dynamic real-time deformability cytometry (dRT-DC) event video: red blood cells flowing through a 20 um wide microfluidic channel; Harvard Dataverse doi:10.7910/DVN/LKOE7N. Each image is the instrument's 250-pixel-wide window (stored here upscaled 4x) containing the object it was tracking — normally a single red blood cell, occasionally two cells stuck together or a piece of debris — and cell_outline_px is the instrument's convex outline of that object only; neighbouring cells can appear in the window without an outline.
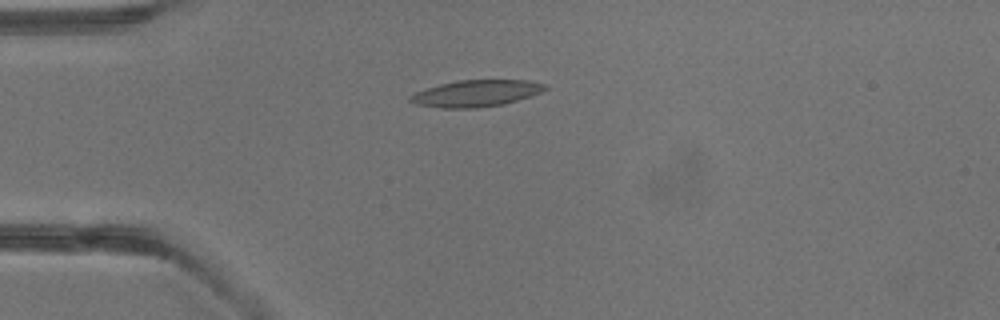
{"species": "common noctule bat (a hibernating species)", "species_latin": "Nyctalus noctula", "temperature_condition": "warm", "stored_images_in_passage": 3, "camera_frame_rate_fps": 3000, "um_per_image_px": 0.085, "animal": {"sex": "male", "body_mass_g": 13.3}, "frame": {"image": 1, "passage_image": 3, "time_ms": 2.333, "image_size_px": [1000, 320], "cell_outline_px": [[548, 88], [544, 92], [532, 96], [504, 104], [476, 108], [440, 108], [416, 104], [408, 100], [408, 96], [416, 92], [440, 84], [460, 80], [528, 80], [548, 84]], "centroid_in_image_um": [40.53, 7.94], "position_along_channel_um": 44.5, "area_um2": 21.1}}